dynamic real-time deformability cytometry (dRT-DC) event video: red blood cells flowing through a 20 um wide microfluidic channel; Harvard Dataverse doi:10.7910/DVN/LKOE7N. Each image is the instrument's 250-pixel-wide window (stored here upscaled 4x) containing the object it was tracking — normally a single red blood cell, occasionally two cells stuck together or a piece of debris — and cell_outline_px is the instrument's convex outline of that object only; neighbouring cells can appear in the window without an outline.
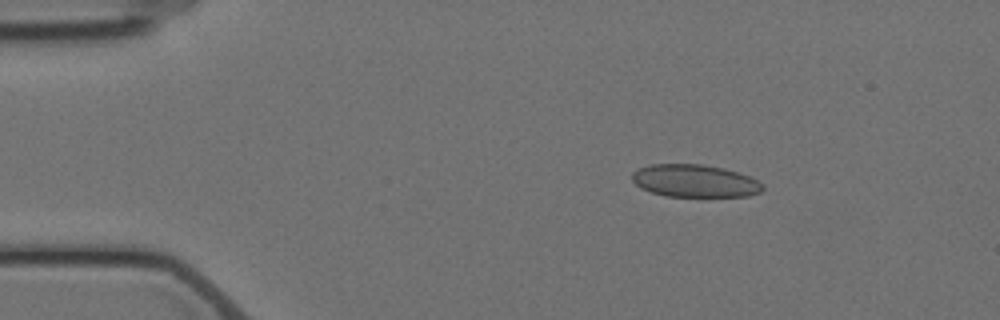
{"species": "Egyptian fruit bat (a non-hibernating species)", "species_latin": "Rousettus aegyptiacus", "temperature_condition": "cold", "stored_images_in_passage": 5, "camera_frame_rate_fps": 3000, "um_per_image_px": 0.085, "animal": {"sex": "female"}, "frame": {"image": 1, "passage_image": 3, "time_ms": 2.333, "image_size_px": [1000, 320], "cell_outline_px": [[764, 188], [760, 192], [748, 196], [664, 196], [652, 192], [636, 184], [632, 180], [632, 172], [648, 164], [700, 164], [724, 168], [748, 176], [764, 184]], "centroid_in_image_um": [59.06, 15.37], "position_along_channel_um": 25.9, "area_um2": 24.62}}